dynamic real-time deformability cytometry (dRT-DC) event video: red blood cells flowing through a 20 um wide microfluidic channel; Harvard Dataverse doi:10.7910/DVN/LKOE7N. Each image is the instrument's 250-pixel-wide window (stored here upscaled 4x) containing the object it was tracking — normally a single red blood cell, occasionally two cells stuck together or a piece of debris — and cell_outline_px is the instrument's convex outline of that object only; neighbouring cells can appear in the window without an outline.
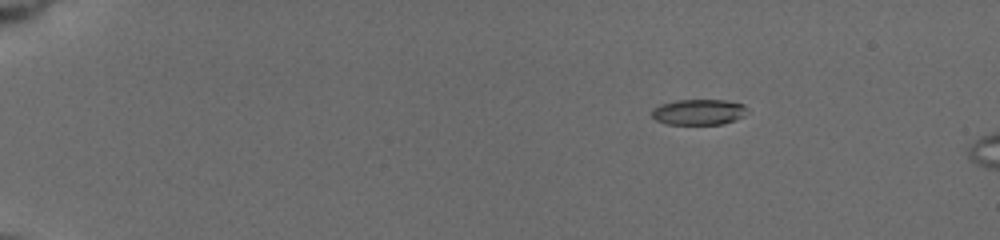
{"species": "common noctule bat (a hibernating species)", "species_latin": "Nyctalus noctula", "temperature_condition": "cold", "stored_images_in_passage": 8, "camera_frame_rate_fps": 3000, "um_per_image_px": 0.085, "animal": {"sex": "female", "body_mass_g": 19.5, "forearm_length_mm": 54.1}, "frame": {"image": 1, "passage_image": 1, "time_ms": 0.0, "image_size_px": [1000, 240], "cell_outline_px": [[748, 112], [744, 116], [736, 120], [724, 124], [668, 124], [656, 120], [652, 116], [652, 108], [660, 104], [676, 100], [728, 100], [744, 104], [748, 108]], "centroid_in_image_um": [59.43, 9.52], "position_along_channel_um": 25.6, "area_um2": 14.51}}